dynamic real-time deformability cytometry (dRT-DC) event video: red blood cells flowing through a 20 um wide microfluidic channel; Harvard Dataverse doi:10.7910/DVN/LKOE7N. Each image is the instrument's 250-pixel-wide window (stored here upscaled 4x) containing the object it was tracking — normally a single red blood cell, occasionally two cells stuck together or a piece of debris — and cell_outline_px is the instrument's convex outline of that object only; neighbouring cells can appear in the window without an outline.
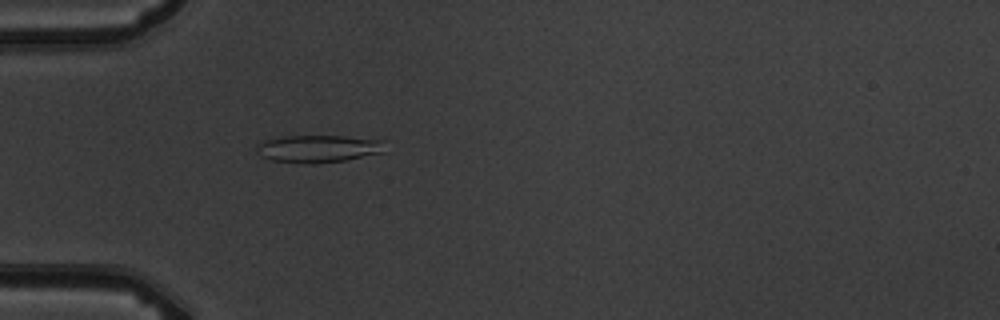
{"species": "common noctule bat (a hibernating species)", "species_latin": "Nyctalus noctula", "temperature_condition": "warm", "stored_images_in_passage": 5, "camera_frame_rate_fps": 3000, "um_per_image_px": 0.085, "animal": {"sex": "male", "body_mass_g": 19.5, "forearm_length_mm": 54.6}, "frame": {"image": 1, "passage_image": 5, "time_ms": 4.333, "image_size_px": [1000, 320], "cell_outline_px": [[384, 152], [344, 160], [312, 164], [272, 160], [260, 156], [256, 152], [256, 148], [264, 140], [284, 136], [344, 136], [384, 140]], "centroid_in_image_um": [27.05, 12.63], "position_along_channel_um": 58.0, "area_um2": 20.4}}